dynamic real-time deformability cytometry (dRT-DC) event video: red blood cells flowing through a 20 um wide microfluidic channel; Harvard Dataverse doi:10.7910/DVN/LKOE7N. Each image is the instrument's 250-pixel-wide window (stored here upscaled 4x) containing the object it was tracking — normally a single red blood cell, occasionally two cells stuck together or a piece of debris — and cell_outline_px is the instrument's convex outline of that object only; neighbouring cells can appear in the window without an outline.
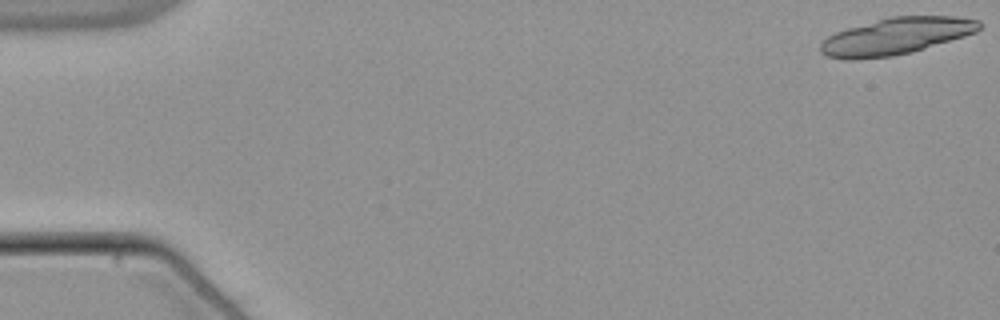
{"species": "common noctule bat (a hibernating species)", "species_latin": "Nyctalus noctula", "temperature_condition": "warm", "stored_images_in_passage": 19, "camera_frame_rate_fps": 3000, "um_per_image_px": 0.085, "animal": {"sex": "male", "body_mass_g": 21.5, "forearm_length_mm": 52.0}, "frame": {"image": 1, "passage_image": 1, "time_ms": 0.0, "image_size_px": [1000, 320], "cell_outline_px": [[984, 24], [976, 32], [964, 36], [912, 52], [892, 56], [852, 60], [844, 60], [828, 56], [820, 52], [820, 44], [828, 36], [836, 32], [848, 28], [888, 16], [956, 16], [980, 20]], "centroid_in_image_um": [76.18, 3.07], "position_along_channel_um": 8.8, "area_um2": 34.1}}